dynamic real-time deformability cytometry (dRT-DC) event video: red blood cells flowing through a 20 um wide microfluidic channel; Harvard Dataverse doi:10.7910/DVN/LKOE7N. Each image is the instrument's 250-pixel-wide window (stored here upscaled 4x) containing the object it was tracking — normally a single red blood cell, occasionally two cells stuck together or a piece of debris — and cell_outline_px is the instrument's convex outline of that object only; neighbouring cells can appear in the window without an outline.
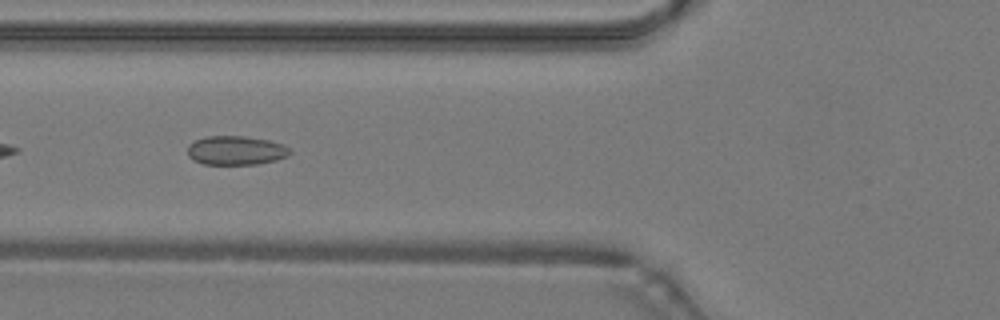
{"species": "common noctule bat (a hibernating species)", "species_latin": "Nyctalus noctula", "temperature_condition": "warm", "stored_images_in_passage": 34, "camera_frame_rate_fps": 3000, "um_per_image_px": 0.085, "animal": {"sex": "male", "body_mass_g": 19.2, "forearm_length_mm": 51.8}, "frame": {"image": 1, "passage_image": 10, "time_ms": 3.0, "image_size_px": [1000, 320], "cell_outline_px": [[292, 152], [288, 156], [276, 160], [256, 164], [204, 164], [192, 160], [188, 156], [188, 144], [196, 140], [208, 136], [244, 136], [268, 140], [284, 144], [292, 148]], "centroid_in_image_um": [20.08, 12.78], "position_along_channel_um": 105.7, "area_um2": 17.46}}
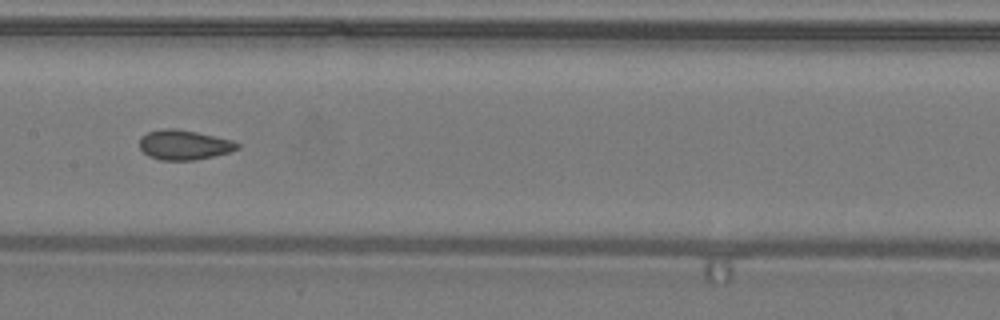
{"frame": {"image": 2, "passage_image": 16, "time_ms": 5.0, "image_size_px": [1000, 320], "cell_outline_px": [[240, 148], [228, 152], [212, 156], [192, 160], [160, 160], [148, 156], [140, 148], [140, 136], [148, 132], [164, 128], [176, 128], [196, 132], [232, 140], [240, 144]], "centroid_in_image_um": [15.62, 12.31], "position_along_channel_um": 191.8, "area_um2": 16.88}}
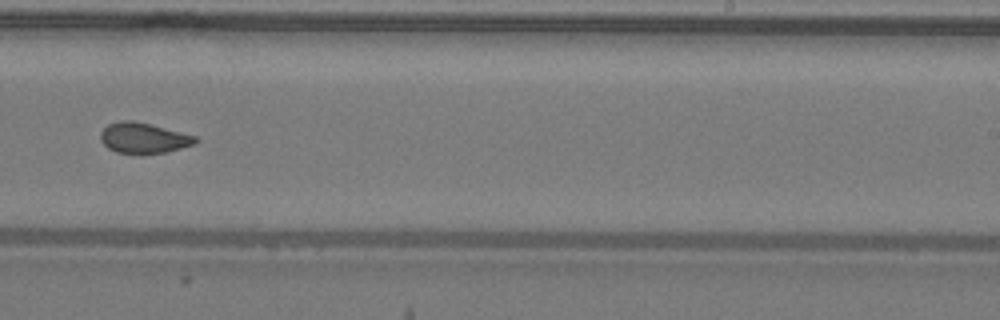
{"frame": {"image": 3, "passage_image": 22, "time_ms": 7.0, "image_size_px": [1000, 320], "cell_outline_px": [[200, 140], [196, 144], [168, 152], [140, 156], [116, 152], [108, 148], [100, 140], [100, 132], [108, 124], [120, 120], [132, 120], [196, 136]], "centroid_in_image_um": [12.2, 11.77], "position_along_channel_um": 276.8, "area_um2": 17.34}, "authors_computed_cell_mechanics": {"area_um2": 16.9932, "velocity_mm_per_s": 4.2788, "shape_relaxation_time_tau1_ms": null, "shape_relaxation_time_tau2_ms": 1.4538, "deformation_change_tau1": null, "deformation_change_tau2": 0.0708}}